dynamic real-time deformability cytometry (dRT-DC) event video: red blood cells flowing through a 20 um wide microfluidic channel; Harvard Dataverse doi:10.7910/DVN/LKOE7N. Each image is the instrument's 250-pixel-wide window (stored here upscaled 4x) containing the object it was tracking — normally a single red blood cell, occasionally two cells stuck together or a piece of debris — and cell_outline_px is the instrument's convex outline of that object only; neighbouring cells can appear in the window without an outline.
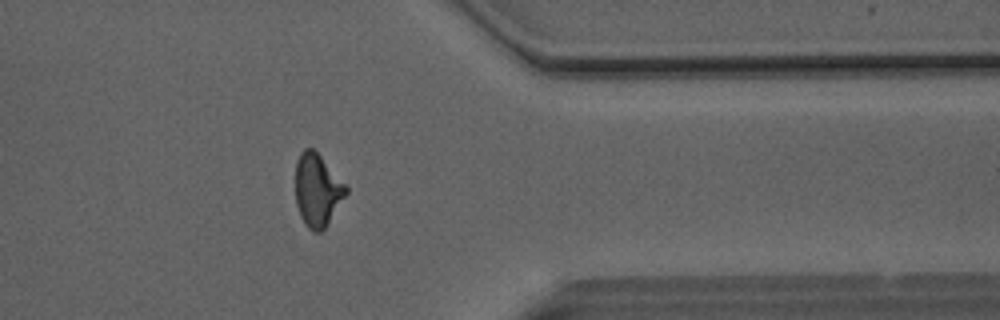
{"species": "Egyptian fruit bat (a non-hibernating species)", "species_latin": "Rousettus aegyptiacus", "temperature_condition": "room temperature", "stored_images_in_passage": 49, "camera_frame_rate_fps": 3000, "um_per_image_px": 0.085, "animal": {"sex": "male"}, "frame": {"image": 1, "passage_image": 39, "time_ms": 12.667, "image_size_px": [1000, 320], "cell_outline_px": [[348, 192], [324, 228], [320, 232], [312, 232], [304, 224], [300, 216], [296, 204], [296, 160], [300, 152], [304, 148], [312, 148], [320, 156], [348, 188]], "centroid_in_image_um": [26.95, 16.17], "position_along_channel_um": 384.5, "area_um2": 21.1}}
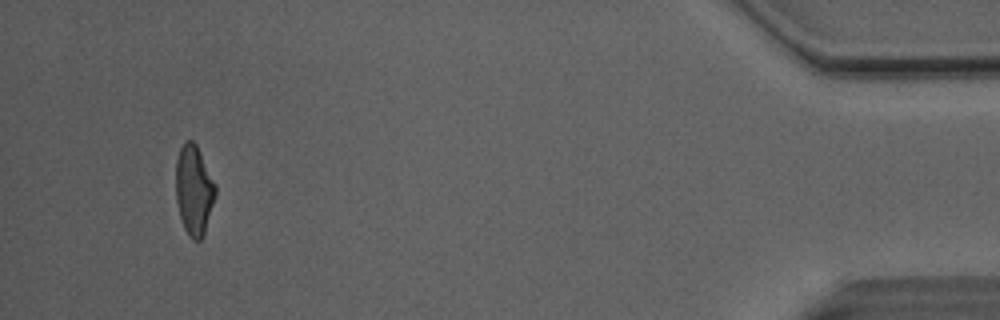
{"frame": {"image": 2, "passage_image": 46, "time_ms": 15.0, "image_size_px": [1000, 320], "cell_outline_px": [[216, 196], [204, 232], [200, 240], [192, 240], [188, 236], [184, 228], [180, 216], [176, 200], [176, 160], [180, 148], [184, 140], [192, 140], [196, 144], [216, 184]], "centroid_in_image_um": [16.48, 16.14], "position_along_channel_um": 418.7, "area_um2": 20.75}, "authors_computed_cell_mechanics": {"area_um2": 21.4438, "velocity_mm_per_s": 4.1246, "shape_relaxation_time_tau1_ms": 4.4429, "shape_relaxation_time_tau2_ms": 1.2028, "deformation_change_tau1": 0.1577, "deformation_change_tau2": 0.0805}}